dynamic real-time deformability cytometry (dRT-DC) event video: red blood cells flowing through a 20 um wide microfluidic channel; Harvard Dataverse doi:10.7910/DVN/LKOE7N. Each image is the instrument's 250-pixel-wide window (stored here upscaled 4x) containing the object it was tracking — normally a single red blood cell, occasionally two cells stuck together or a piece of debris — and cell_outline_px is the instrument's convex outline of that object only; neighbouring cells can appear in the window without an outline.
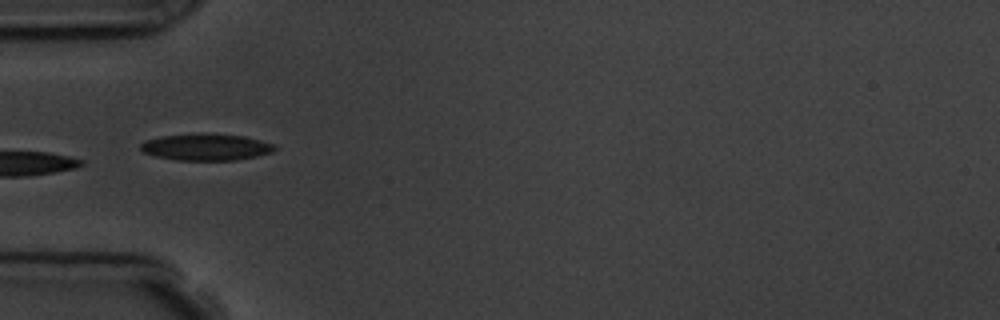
{"species": "common noctule bat (a hibernating species)", "species_latin": "Nyctalus noctula", "temperature_condition": "room temperature", "stored_images_in_passage": 8, "camera_frame_rate_fps": 3000, "um_per_image_px": 0.085, "animal": {"sex": "male", "body_mass_g": 19.5, "forearm_length_mm": 54.6}, "frame": {"image": 1, "passage_image": 6, "time_ms": 5.667, "image_size_px": [1000, 320], "cell_outline_px": [[276, 148], [272, 152], [256, 156], [236, 160], [176, 160], [156, 156], [144, 152], [140, 148], [140, 144], [144, 140], [160, 136], [200, 132], [204, 132], [244, 136], [260, 140], [272, 144]], "centroid_in_image_um": [17.47, 12.48], "position_along_channel_um": 67.5, "area_um2": 21.04}}